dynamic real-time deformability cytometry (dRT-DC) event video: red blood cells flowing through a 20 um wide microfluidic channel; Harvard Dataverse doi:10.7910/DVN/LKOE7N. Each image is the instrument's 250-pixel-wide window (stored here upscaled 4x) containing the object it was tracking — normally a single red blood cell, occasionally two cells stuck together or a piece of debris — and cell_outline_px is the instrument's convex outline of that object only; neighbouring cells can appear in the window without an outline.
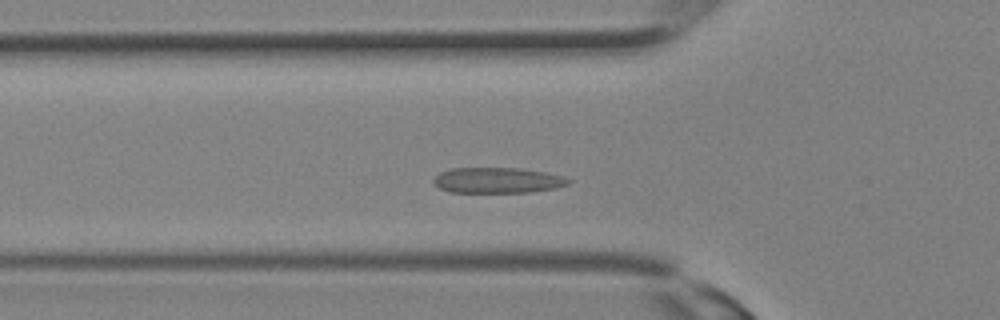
{"species": "Egyptian fruit bat (a non-hibernating species)", "species_latin": "Rousettus aegyptiacus", "temperature_condition": "room temperature", "stored_images_in_passage": 26, "camera_frame_rate_fps": 3000, "um_per_image_px": 0.085, "animal": {"sex": "female"}, "frame": {"image": 1, "passage_image": 5, "time_ms": 1.333, "image_size_px": [1000, 320], "cell_outline_px": [[572, 180], [568, 184], [556, 188], [528, 192], [448, 192], [440, 188], [432, 180], [440, 172], [452, 168], [520, 168], [548, 172], [564, 176]], "centroid_in_image_um": [42.32, 15.32], "position_along_channel_um": 83.5, "area_um2": 20.17}}
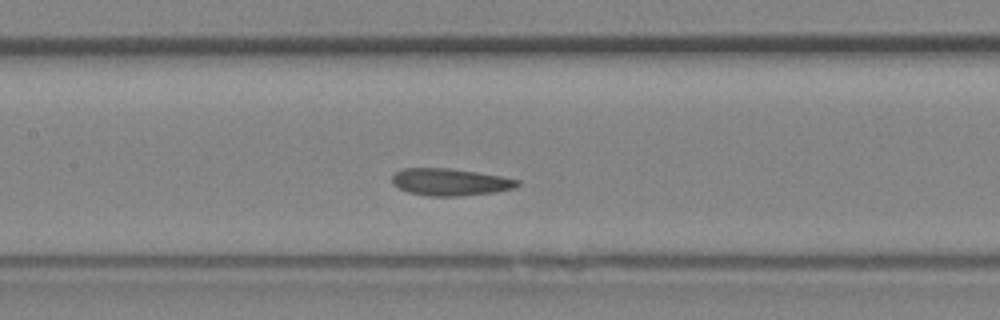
{"frame": {"image": 2, "passage_image": 9, "time_ms": 2.667, "image_size_px": [1000, 320], "cell_outline_px": [[520, 184], [516, 188], [496, 192], [456, 196], [428, 196], [408, 192], [392, 184], [392, 176], [396, 172], [404, 168], [448, 168], [476, 172], [500, 176], [520, 180]], "centroid_in_image_um": [38.27, 15.47], "position_along_channel_um": 169.1, "area_um2": 19.77}}
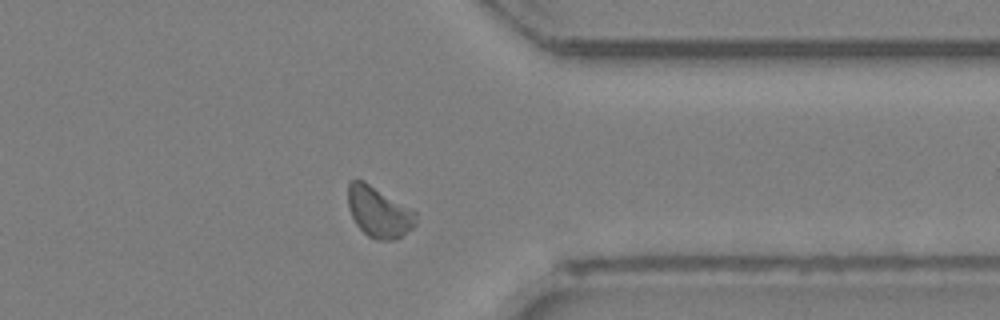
{"frame": {"image": 3, "passage_image": 19, "time_ms": 6.0, "image_size_px": [1000, 320], "cell_outline_px": [[416, 224], [412, 228], [396, 240], [376, 240], [368, 236], [356, 224], [348, 208], [348, 180], [364, 180], [416, 212]], "centroid_in_image_um": [32.18, 18.02], "position_along_channel_um": 379.2, "area_um2": 20.0}}